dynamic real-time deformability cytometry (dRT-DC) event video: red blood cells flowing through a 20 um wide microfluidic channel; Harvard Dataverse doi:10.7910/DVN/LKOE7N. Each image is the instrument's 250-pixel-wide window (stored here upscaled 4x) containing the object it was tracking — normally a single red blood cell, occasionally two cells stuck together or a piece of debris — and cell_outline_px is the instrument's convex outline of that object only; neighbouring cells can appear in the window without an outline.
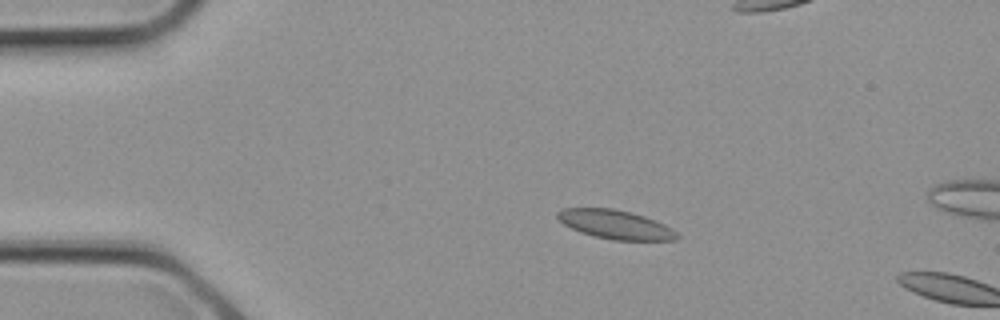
{"species": "common noctule bat (a hibernating species)", "species_latin": "Nyctalus noctula", "temperature_condition": "cold", "stored_images_in_passage": 2, "camera_frame_rate_fps": 3000, "um_per_image_px": 0.085, "animal": {"sex": "female", "body_mass_g": 21.9}, "frame": {"image": 1, "passage_image": 1, "time_ms": 0.0, "image_size_px": [1000, 320], "cell_outline_px": [[680, 236], [676, 240], [612, 240], [580, 232], [564, 224], [556, 216], [556, 212], [564, 208], [612, 208], [644, 216], [664, 224], [672, 228]], "centroid_in_image_um": [52.31, 19.08], "position_along_channel_um": 32.7, "area_um2": 19.94}}